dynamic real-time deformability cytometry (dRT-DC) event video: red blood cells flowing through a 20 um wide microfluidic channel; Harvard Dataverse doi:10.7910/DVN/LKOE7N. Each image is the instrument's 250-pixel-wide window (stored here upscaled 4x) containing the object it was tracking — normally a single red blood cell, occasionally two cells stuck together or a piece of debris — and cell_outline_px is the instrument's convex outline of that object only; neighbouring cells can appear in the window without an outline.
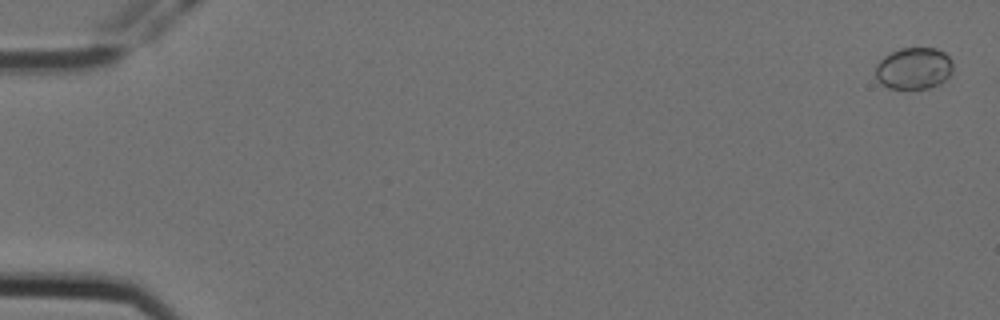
{"species": "Egyptian fruit bat (a non-hibernating species)", "species_latin": "Rousettus aegyptiacus", "temperature_condition": "cold", "stored_images_in_passage": 6, "camera_frame_rate_fps": 3000, "um_per_image_px": 0.085, "animal": {"sex": "female"}, "frame": {"image": 1, "passage_image": 1, "time_ms": 0.0, "image_size_px": [1000, 320], "cell_outline_px": [[952, 72], [940, 84], [928, 88], [888, 88], [880, 84], [876, 80], [876, 64], [884, 56], [900, 48], [936, 48], [944, 52], [952, 60]], "centroid_in_image_um": [77.66, 5.81], "position_along_channel_um": 7.3, "area_um2": 18.9}}